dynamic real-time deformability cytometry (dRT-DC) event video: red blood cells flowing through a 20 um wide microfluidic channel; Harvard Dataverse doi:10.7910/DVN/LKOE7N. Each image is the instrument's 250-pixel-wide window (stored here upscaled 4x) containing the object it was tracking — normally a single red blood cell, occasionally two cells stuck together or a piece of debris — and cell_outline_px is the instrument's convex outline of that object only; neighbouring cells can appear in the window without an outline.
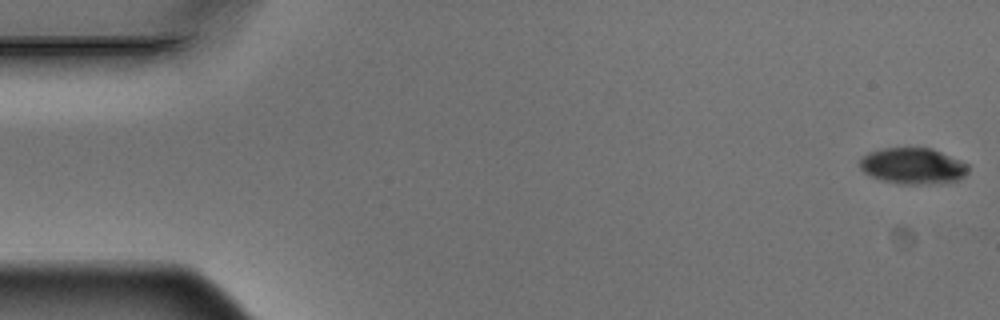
{"species": "Egyptian fruit bat (a non-hibernating species)", "species_latin": "Rousettus aegyptiacus", "temperature_condition": "warm", "stored_images_in_passage": 5, "camera_frame_rate_fps": 3000, "um_per_image_px": 0.085, "animal": {"sex": "male"}, "frame": {"image": 1, "passage_image": 1, "time_ms": 0.0, "image_size_px": [1000, 320], "cell_outline_px": [[968, 172], [960, 180], [948, 184], [904, 184], [880, 180], [864, 172], [860, 168], [860, 160], [868, 152], [884, 148], [932, 148], [960, 160], [968, 164]], "centroid_in_image_um": [77.64, 14.12], "position_along_channel_um": 7.4, "area_um2": 23.06}}
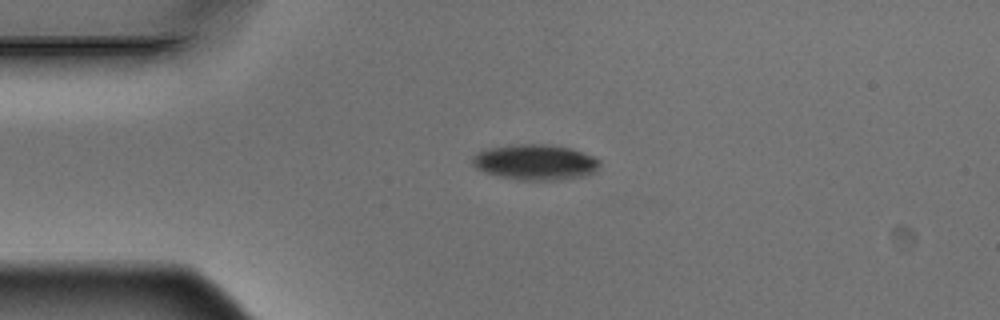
{"frame": {"image": 2, "passage_image": 4, "time_ms": 1.0, "image_size_px": [1000, 320], "cell_outline_px": [[600, 164], [596, 172], [584, 176], [560, 180], [520, 180], [500, 176], [484, 172], [476, 168], [472, 164], [472, 156], [476, 152], [488, 148], [516, 144], [548, 144], [572, 148], [592, 156], [600, 160]], "centroid_in_image_um": [45.5, 13.78], "position_along_channel_um": 39.5, "area_um2": 26.59}}